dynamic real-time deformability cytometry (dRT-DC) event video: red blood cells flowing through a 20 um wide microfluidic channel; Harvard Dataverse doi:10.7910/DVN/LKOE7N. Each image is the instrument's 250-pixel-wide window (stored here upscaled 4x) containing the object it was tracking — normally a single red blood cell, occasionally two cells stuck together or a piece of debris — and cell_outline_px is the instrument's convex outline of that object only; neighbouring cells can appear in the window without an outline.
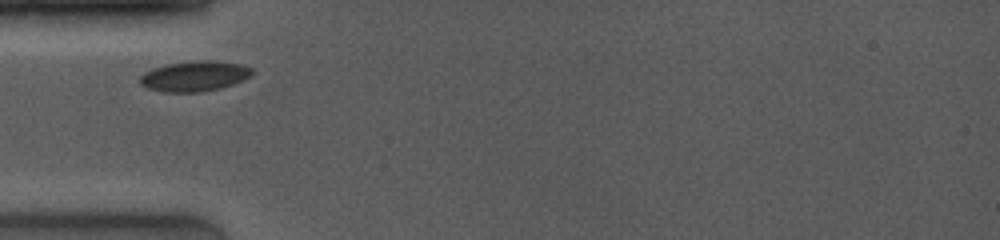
{"species": "common noctule bat (a hibernating species)", "species_latin": "Nyctalus noctula", "temperature_condition": "room temperature", "stored_images_in_passage": 2, "camera_frame_rate_fps": 4000, "um_per_image_px": 0.085, "animal": {"sex": "female", "body_mass_g": 19.0, "forearm_length_mm": 53.3}, "frame": {"image": 1, "passage_image": 1, "time_ms": 0.0, "image_size_px": [1000, 240], "cell_outline_px": [[256, 72], [252, 76], [232, 84], [220, 88], [200, 92], [164, 92], [148, 88], [140, 84], [140, 76], [144, 72], [152, 68], [168, 64], [196, 60], [212, 60], [240, 64], [252, 68]], "centroid_in_image_um": [16.55, 6.47], "position_along_channel_um": 68.4, "area_um2": 19.88}}
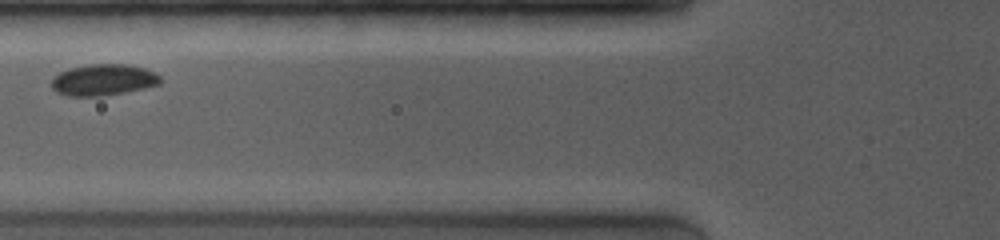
{"frame": {"image": 2, "passage_image": 2, "time_ms": 1.25, "image_size_px": [1000, 240], "cell_outline_px": [[164, 80], [160, 84], [144, 88], [124, 92], [100, 96], [68, 96], [56, 92], [52, 88], [52, 76], [68, 68], [88, 64], [128, 64], [144, 68], [156, 72]], "centroid_in_image_um": [8.79, 6.78], "position_along_channel_um": 117.0, "area_um2": 20.11}}